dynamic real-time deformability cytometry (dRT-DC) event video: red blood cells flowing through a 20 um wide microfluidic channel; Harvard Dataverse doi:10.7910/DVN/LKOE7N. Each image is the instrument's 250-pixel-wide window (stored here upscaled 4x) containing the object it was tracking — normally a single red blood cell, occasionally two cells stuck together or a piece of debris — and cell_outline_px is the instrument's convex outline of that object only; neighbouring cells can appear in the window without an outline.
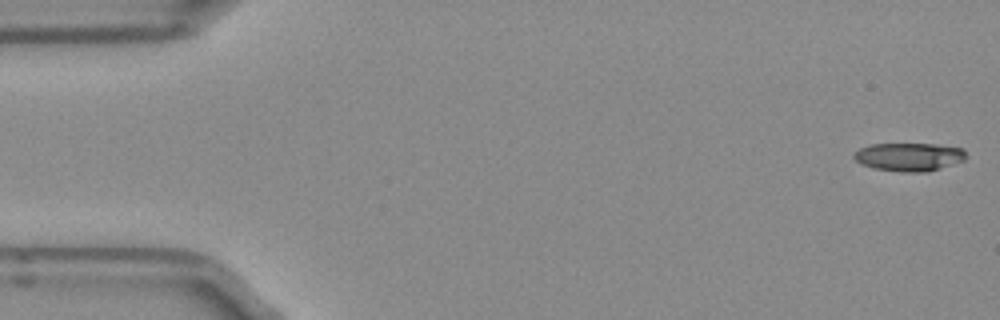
{"species": "Egyptian fruit bat (a non-hibernating species)", "species_latin": "Rousettus aegyptiacus", "temperature_condition": "room temperature", "stored_images_in_passage": 51, "camera_frame_rate_fps": 3000, "um_per_image_px": 0.085, "frame": {"image": 1, "passage_image": 1, "time_ms": 0.0, "image_size_px": [1000, 320], "cell_outline_px": [[968, 156], [964, 160], [940, 168], [924, 172], [900, 172], [872, 168], [856, 160], [852, 156], [860, 148], [872, 144], [936, 144], [964, 148]], "centroid_in_image_um": [77.31, 13.33], "position_along_channel_um": 7.7, "area_um2": 18.44}}
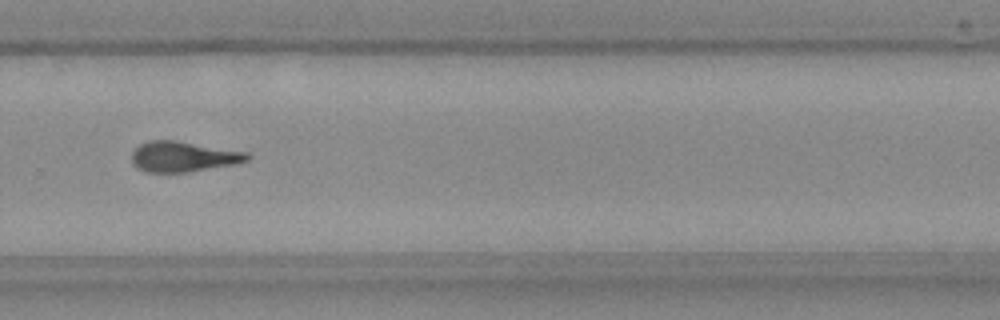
{"frame": {"image": 2, "passage_image": 34, "time_ms": 11.0, "image_size_px": [1000, 320], "cell_outline_px": [[252, 156], [248, 160], [232, 164], [188, 172], [148, 172], [132, 164], [132, 152], [140, 144], [148, 140], [176, 140], [248, 152]], "centroid_in_image_um": [15.58, 13.3], "position_along_channel_um": 314.2, "area_um2": 20.35}}
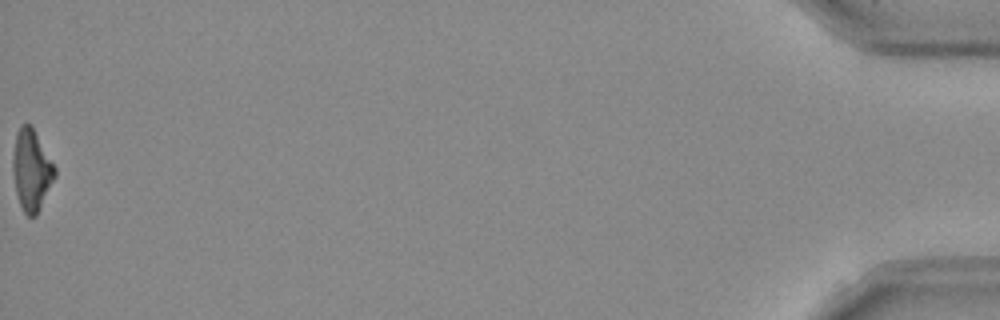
{"frame": {"image": 3, "passage_image": 51, "time_ms": 16.667, "image_size_px": [1000, 320], "cell_outline_px": [[56, 176], [36, 216], [28, 216], [24, 212], [20, 204], [16, 192], [12, 172], [12, 160], [16, 132], [20, 124], [32, 124], [56, 168]], "centroid_in_image_um": [2.67, 14.42], "position_along_channel_um": 432.5, "area_um2": 20.0}, "authors_computed_cell_mechanics": {"area_um2": 19.9988, "velocity_mm_per_s": 3.9749, "shape_relaxation_time_tau1_ms": 7.9362, "shape_relaxation_time_tau2_ms": 5.2367, "deformation_change_tau1": 0.2313, "deformation_change_tau2": 0.1637}}